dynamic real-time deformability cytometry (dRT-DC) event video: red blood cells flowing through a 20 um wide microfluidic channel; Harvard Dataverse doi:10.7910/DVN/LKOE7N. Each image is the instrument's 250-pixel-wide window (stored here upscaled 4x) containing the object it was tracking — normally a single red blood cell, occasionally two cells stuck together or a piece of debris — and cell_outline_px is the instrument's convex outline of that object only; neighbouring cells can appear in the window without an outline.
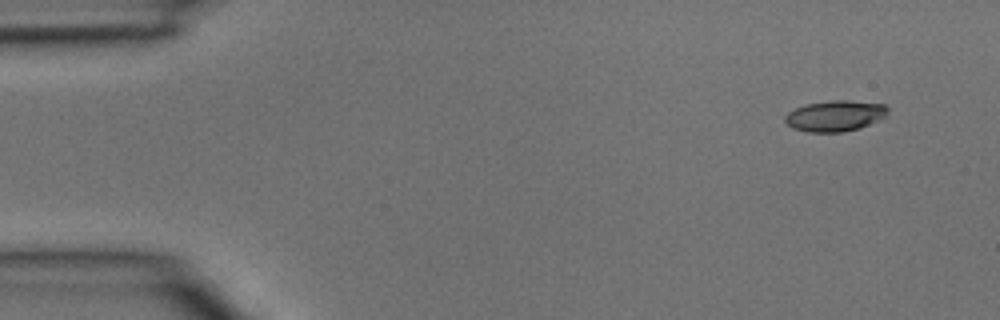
{"species": "common noctule bat (a hibernating species)", "species_latin": "Nyctalus noctula", "temperature_condition": "room temperature", "stored_images_in_passage": 4, "camera_frame_rate_fps": 3000, "um_per_image_px": 0.085, "animal": {"sex": "male", "body_mass_g": 15.6}, "frame": {"image": 1, "passage_image": 1, "time_ms": 0.0, "image_size_px": [1000, 320], "cell_outline_px": [[888, 112], [884, 116], [860, 128], [844, 132], [808, 132], [792, 128], [784, 120], [784, 116], [788, 112], [796, 108], [808, 104], [832, 100], [848, 100], [884, 104], [888, 108]], "centroid_in_image_um": [70.96, 9.85], "position_along_channel_um": 14.0, "area_um2": 18.32}}
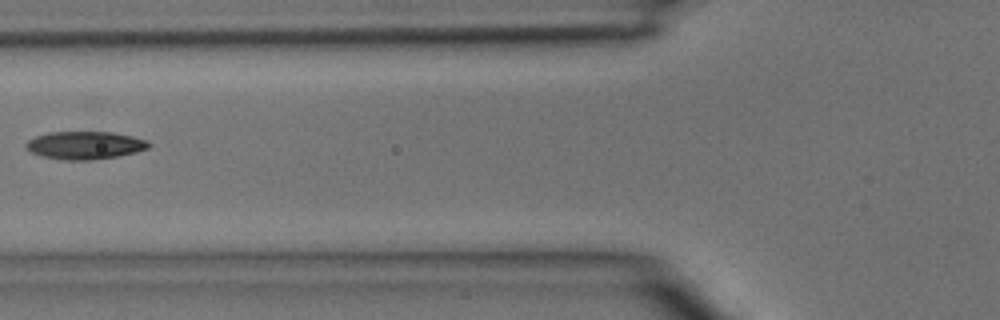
{"frame": {"image": 2, "passage_image": 4, "time_ms": 1.0, "image_size_px": [1000, 320], "cell_outline_px": [[152, 144], [148, 148], [136, 152], [116, 156], [88, 160], [64, 160], [40, 156], [32, 152], [24, 144], [28, 140], [36, 136], [48, 132], [112, 132], [132, 136], [148, 140]], "centroid_in_image_um": [7.23, 12.34], "position_along_channel_um": 118.6, "area_um2": 19.88}}